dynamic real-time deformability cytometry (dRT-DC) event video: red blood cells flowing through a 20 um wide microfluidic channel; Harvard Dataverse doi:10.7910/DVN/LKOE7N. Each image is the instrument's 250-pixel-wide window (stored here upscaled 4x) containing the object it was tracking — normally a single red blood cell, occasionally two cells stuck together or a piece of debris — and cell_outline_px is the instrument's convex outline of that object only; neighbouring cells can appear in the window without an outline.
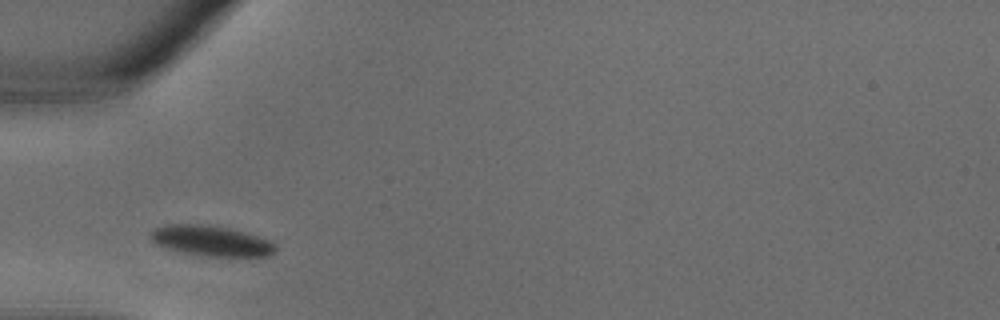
{"species": "common noctule bat (a hibernating species)", "species_latin": "Nyctalus noctula", "temperature_condition": "warm", "stored_images_in_passage": 25, "camera_frame_rate_fps": 3000, "um_per_image_px": 0.085, "animal": {"sex": "male", "body_mass_g": 18.8}, "frame": {"image": 1, "passage_image": 2, "time_ms": 0.333, "image_size_px": [1000, 320], "cell_outline_px": [[276, 252], [268, 256], [208, 256], [184, 252], [152, 244], [148, 236], [148, 232], [152, 228], [164, 224], [208, 224], [228, 228], [244, 232], [268, 240], [276, 244]], "centroid_in_image_um": [17.86, 20.45], "position_along_channel_um": 67.1, "area_um2": 22.37}}
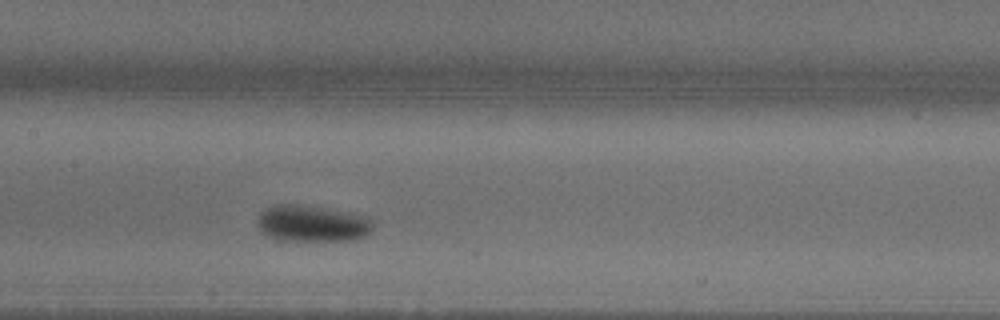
{"frame": {"image": 2, "passage_image": 8, "time_ms": 2.333, "image_size_px": [1000, 320], "cell_outline_px": [[372, 228], [364, 236], [352, 240], [276, 240], [268, 236], [256, 224], [256, 220], [260, 212], [276, 204], [296, 204], [368, 216], [372, 220]], "centroid_in_image_um": [26.49, 19.0], "position_along_channel_um": 180.9, "area_um2": 24.22}}
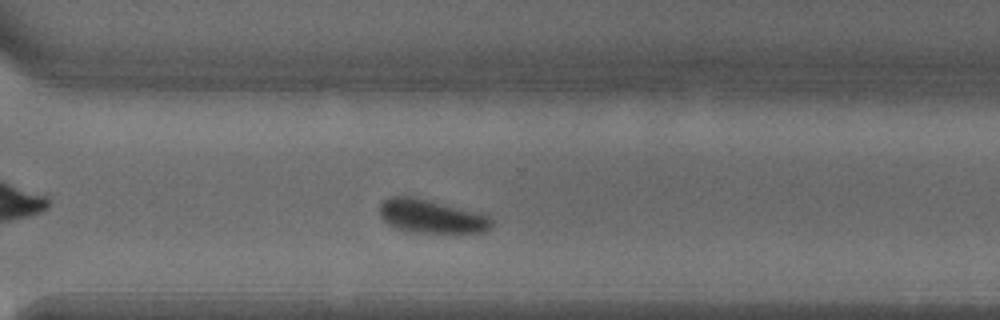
{"frame": {"image": 3, "passage_image": 16, "time_ms": 5.0, "image_size_px": [1000, 320], "cell_outline_px": [[492, 224], [484, 232], [416, 232], [396, 228], [388, 224], [380, 216], [380, 204], [384, 200], [392, 196], [408, 196], [488, 216], [492, 220]], "centroid_in_image_um": [36.59, 18.4], "position_along_channel_um": 334.0, "area_um2": 20.87}}